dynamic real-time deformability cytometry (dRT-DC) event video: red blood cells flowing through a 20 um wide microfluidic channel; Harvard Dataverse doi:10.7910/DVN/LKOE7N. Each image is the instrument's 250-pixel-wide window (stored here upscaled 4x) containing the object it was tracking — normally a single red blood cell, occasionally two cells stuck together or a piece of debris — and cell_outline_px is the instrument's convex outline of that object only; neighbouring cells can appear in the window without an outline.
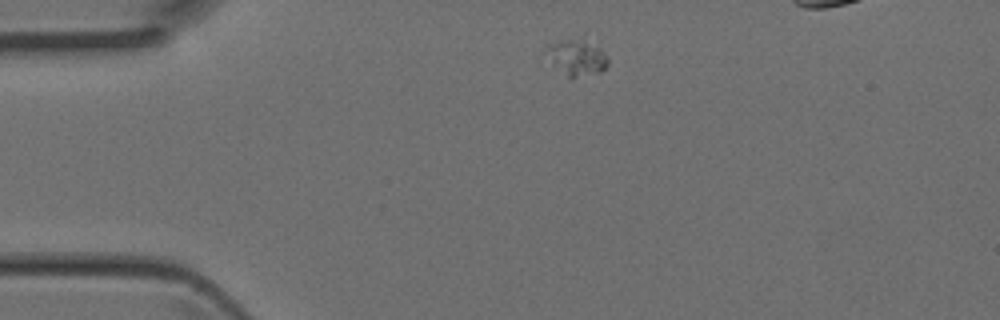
{"species": "Egyptian fruit bat (a non-hibernating species)", "species_latin": "Rousettus aegyptiacus", "temperature_condition": "room temperature", "stored_images_in_passage": 33, "segment_of_instrument_passage": [1, 2], "camera_frame_rate_fps": 3000, "um_per_image_px": 0.085, "animal": {"sex": "female"}, "frame": {"image": 1, "passage_image": 1, "time_ms": 0.0, "image_size_px": [1000, 320], "cell_outline_px": [[608, 64], [600, 72], [572, 80], [568, 80], [552, 60], [544, 48], [548, 44], [560, 40], [572, 40], [596, 48], [604, 52], [608, 56]], "centroid_in_image_um": [49.01, 4.98], "position_along_channel_um": 36.0, "area_um2": 12.31}}
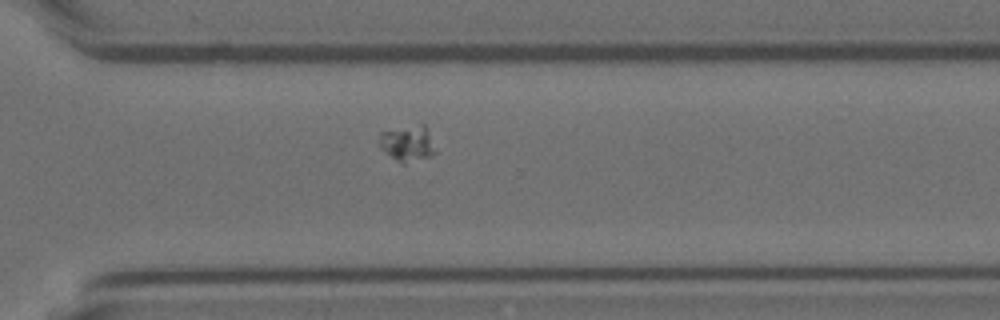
{"frame": {"image": 2, "passage_image": 24, "time_ms": 7.667, "image_size_px": [1000, 320], "cell_outline_px": [[436, 152], [428, 156], [404, 164], [400, 164], [380, 144], [380, 132], [420, 124], [424, 124]], "centroid_in_image_um": [34.65, 12.19], "position_along_channel_um": 335.9, "area_um2": 11.1}}
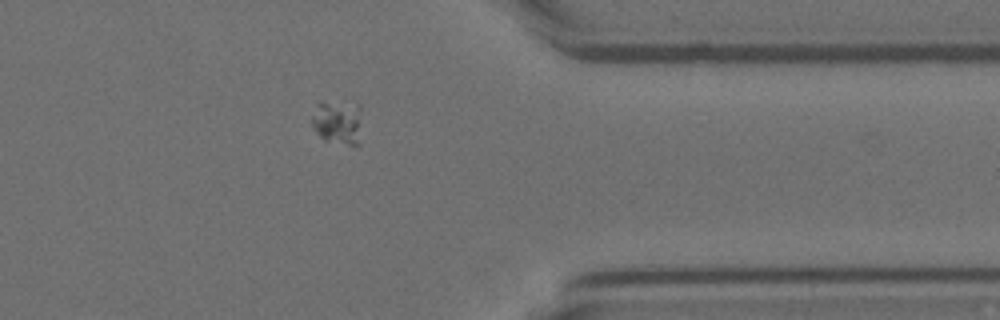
{"frame": {"image": 3, "passage_image": 28, "time_ms": 9.0, "image_size_px": [1000, 320], "cell_outline_px": [[360, 144], [356, 148], [324, 140], [316, 132], [312, 124], [312, 116], [316, 100], [320, 100], [360, 104]], "centroid_in_image_um": [28.71, 10.39], "position_along_channel_um": 382.7, "area_um2": 13.58}}